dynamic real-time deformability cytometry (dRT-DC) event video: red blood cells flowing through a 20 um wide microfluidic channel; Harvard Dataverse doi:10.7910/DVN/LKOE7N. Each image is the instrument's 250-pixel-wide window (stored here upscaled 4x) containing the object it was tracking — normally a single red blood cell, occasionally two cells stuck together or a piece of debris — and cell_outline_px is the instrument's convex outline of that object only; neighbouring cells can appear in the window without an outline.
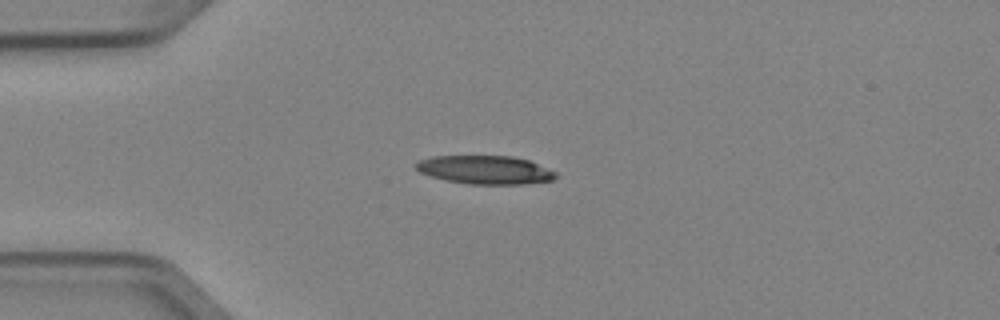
{"species": "Egyptian fruit bat (a non-hibernating species)", "species_latin": "Rousettus aegyptiacus", "temperature_condition": "cold", "stored_images_in_passage": 1, "camera_frame_rate_fps": 3000, "um_per_image_px": 0.085, "animal": {"sex": "female"}, "frame": {"image": 1, "passage_image": 1, "time_ms": 0.0, "image_size_px": [1000, 320], "cell_outline_px": [[556, 176], [552, 180], [524, 184], [468, 184], [448, 180], [432, 176], [420, 172], [416, 168], [416, 164], [420, 160], [432, 156], [512, 156], [528, 160], [556, 172]], "centroid_in_image_um": [41.24, 14.43], "position_along_channel_um": 43.8, "area_um2": 22.89}}